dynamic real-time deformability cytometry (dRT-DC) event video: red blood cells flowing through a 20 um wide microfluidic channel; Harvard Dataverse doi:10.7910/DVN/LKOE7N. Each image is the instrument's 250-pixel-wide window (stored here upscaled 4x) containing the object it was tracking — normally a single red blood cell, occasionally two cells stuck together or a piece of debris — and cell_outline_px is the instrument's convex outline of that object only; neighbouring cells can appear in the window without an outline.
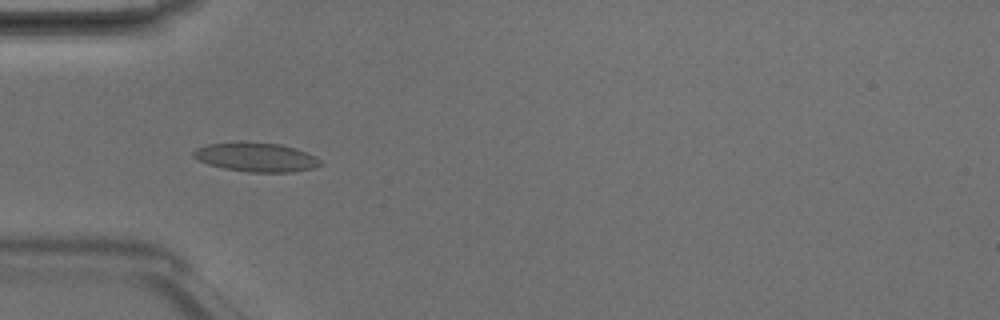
{"species": "Egyptian fruit bat (a non-hibernating species)", "species_latin": "Rousettus aegyptiacus", "temperature_condition": "room temperature", "stored_images_in_passage": 4, "camera_frame_rate_fps": 3000, "um_per_image_px": 0.085, "animal": {"sex": "male"}, "frame": {"image": 1, "passage_image": 4, "time_ms": 1.0, "image_size_px": [1000, 320], "cell_outline_px": [[324, 164], [316, 168], [292, 172], [248, 172], [224, 168], [208, 164], [192, 156], [192, 152], [196, 148], [208, 144], [280, 144], [316, 156]], "centroid_in_image_um": [21.82, 13.41], "position_along_channel_um": 63.2, "area_um2": 20.75}}